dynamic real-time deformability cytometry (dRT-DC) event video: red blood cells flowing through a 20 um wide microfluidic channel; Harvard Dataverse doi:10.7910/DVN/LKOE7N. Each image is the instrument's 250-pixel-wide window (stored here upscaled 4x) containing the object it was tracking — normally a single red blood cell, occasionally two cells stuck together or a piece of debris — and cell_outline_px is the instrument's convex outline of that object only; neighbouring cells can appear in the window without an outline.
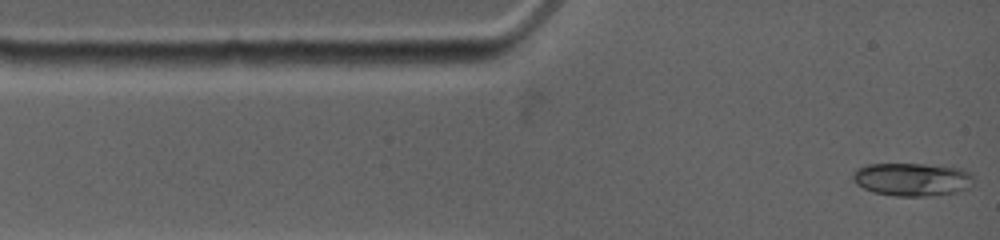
{"species": "common noctule bat (a hibernating species)", "species_latin": "Nyctalus noctula", "temperature_condition": "warm", "stored_images_in_passage": 10, "camera_frame_rate_fps": 4500, "um_per_image_px": 0.085, "animal": {"sex": "female", "body_mass_g": 19.0, "forearm_length_mm": 53.3}, "frame": {"image": 1, "passage_image": 1, "time_ms": 0.0, "image_size_px": [1000, 240], "cell_outline_px": [[972, 180], [968, 188], [956, 192], [928, 196], [896, 196], [872, 192], [856, 184], [852, 180], [852, 172], [856, 168], [868, 164], [924, 164], [964, 168], [972, 176]], "centroid_in_image_um": [77.48, 15.24], "position_along_channel_um": 7.5, "area_um2": 23.41}}
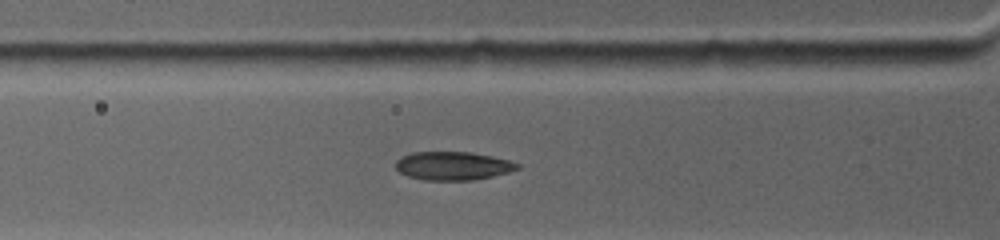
{"frame": {"image": 2, "passage_image": 6, "time_ms": 3.111, "image_size_px": [1000, 240], "cell_outline_px": [[520, 168], [508, 172], [492, 176], [472, 180], [424, 180], [408, 176], [400, 172], [396, 168], [396, 160], [400, 156], [412, 152], [472, 152], [492, 156], [508, 160], [520, 164]], "centroid_in_image_um": [38.48, 14.09], "position_along_channel_um": 87.3, "area_um2": 20.17}}
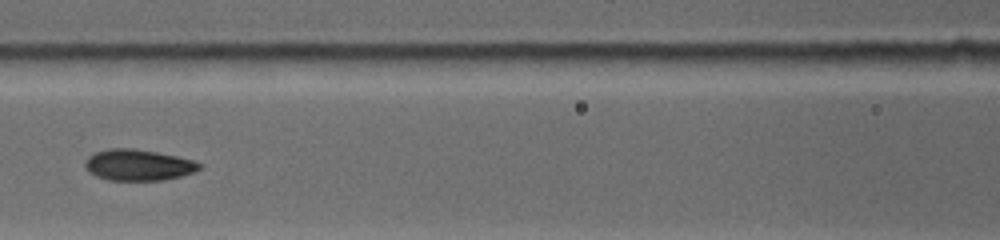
{"frame": {"image": 3, "passage_image": 9, "time_ms": 4.889, "image_size_px": [1000, 240], "cell_outline_px": [[200, 168], [192, 172], [180, 176], [164, 180], [108, 180], [96, 176], [88, 172], [84, 168], [84, 160], [88, 156], [96, 152], [108, 148], [132, 148], [156, 152], [176, 156], [192, 160], [200, 164]], "centroid_in_image_um": [11.67, 14.02], "position_along_channel_um": 154.9, "area_um2": 20.69}}